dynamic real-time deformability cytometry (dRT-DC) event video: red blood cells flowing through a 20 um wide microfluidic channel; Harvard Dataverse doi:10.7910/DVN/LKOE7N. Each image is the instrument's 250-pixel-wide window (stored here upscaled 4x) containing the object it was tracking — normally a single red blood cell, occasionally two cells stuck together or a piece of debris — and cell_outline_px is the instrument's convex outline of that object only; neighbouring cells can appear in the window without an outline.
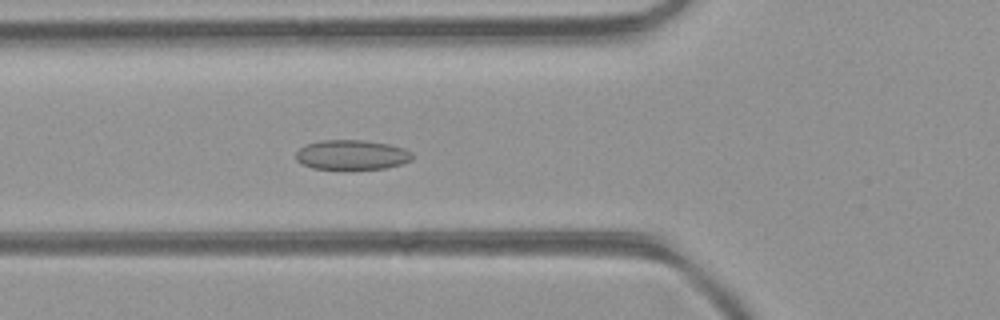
{"species": "common noctule bat (a hibernating species)", "species_latin": "Nyctalus noctula", "temperature_condition": "room temperature", "stored_images_in_passage": 38, "camera_frame_rate_fps": 3000, "um_per_image_px": 0.085, "animal": {"sex": "female", "body_mass_g": 21.9}, "frame": {"image": 1, "passage_image": 8, "time_ms": 2.333, "image_size_px": [1000, 320], "cell_outline_px": [[412, 160], [400, 164], [384, 168], [312, 168], [296, 160], [296, 152], [304, 144], [320, 140], [364, 140], [388, 144], [404, 148], [412, 152]], "centroid_in_image_um": [29.89, 13.14], "position_along_channel_um": 95.9, "area_um2": 19.94}}
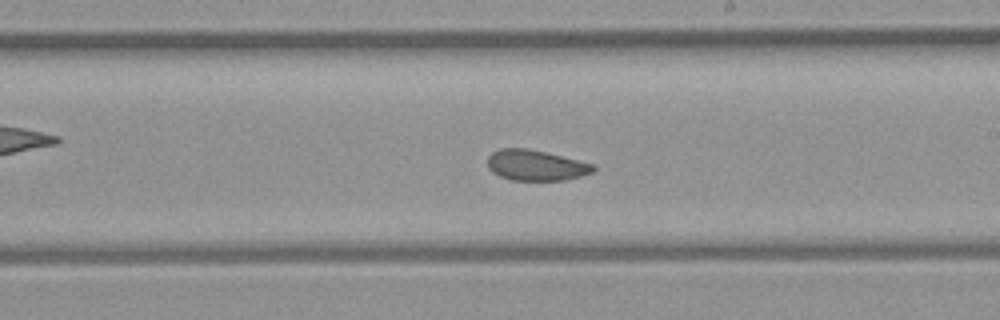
{"frame": {"image": 2, "passage_image": 18, "time_ms": 5.667, "image_size_px": [1000, 320], "cell_outline_px": [[596, 168], [592, 172], [580, 176], [564, 180], [512, 180], [500, 176], [492, 172], [488, 168], [488, 156], [492, 152], [500, 148], [528, 148], [596, 164]], "centroid_in_image_um": [45.55, 14.04], "position_along_channel_um": 243.5, "area_um2": 18.9}}
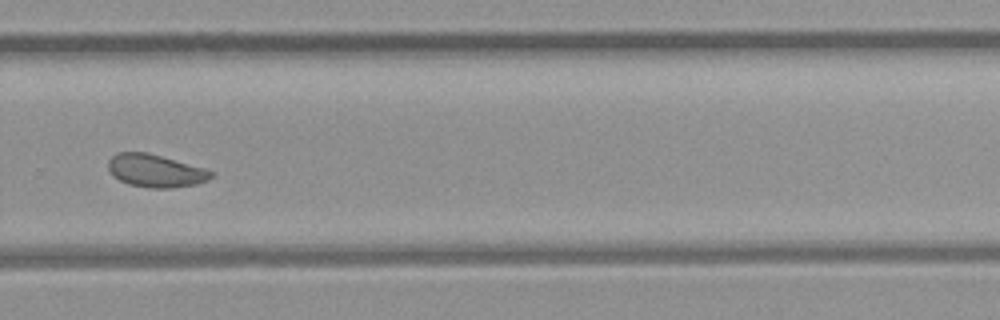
{"frame": {"image": 3, "passage_image": 23, "time_ms": 7.333, "image_size_px": [1000, 320], "cell_outline_px": [[216, 172], [208, 180], [196, 184], [172, 188], [152, 188], [128, 184], [112, 176], [108, 168], [108, 160], [112, 156], [120, 152], [148, 152], [208, 168]], "centroid_in_image_um": [13.26, 14.51], "position_along_channel_um": 316.5, "area_um2": 20.0}, "authors_computed_cell_mechanics": {"area_um2": 19.9699, "velocity_mm_per_s": 4.419, "shape_relaxation_time_tau1_ms": null, "shape_relaxation_time_tau2_ms": 2.4644, "deformation_change_tau1": null, "deformation_change_tau2": 0.0699}}